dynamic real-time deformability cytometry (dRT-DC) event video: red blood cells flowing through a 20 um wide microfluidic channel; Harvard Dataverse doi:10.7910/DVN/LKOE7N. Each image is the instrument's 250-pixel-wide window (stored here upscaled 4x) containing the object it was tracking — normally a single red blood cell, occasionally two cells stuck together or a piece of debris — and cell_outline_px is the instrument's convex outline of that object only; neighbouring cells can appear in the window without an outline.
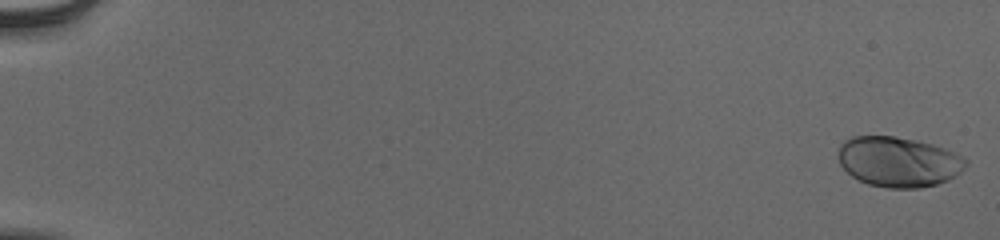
{"species": "human", "species_latin": "Homo sapiens", "temperature_condition": "cold", "stored_images_in_passage": 55, "camera_frame_rate_fps": 3000, "um_per_image_px": 0.085, "donor": {"sex": "male"}, "frame": {"image": 1, "passage_image": 1, "time_ms": 0.0, "image_size_px": [1000, 240], "cell_outline_px": [[968, 164], [956, 176], [948, 180], [936, 184], [920, 188], [888, 188], [868, 184], [852, 176], [840, 164], [840, 144], [844, 140], [852, 136], [896, 136], [916, 140], [932, 144], [956, 152], [964, 156], [968, 160]], "centroid_in_image_um": [76.42, 13.75], "position_along_channel_um": 8.6, "area_um2": 37.4}}
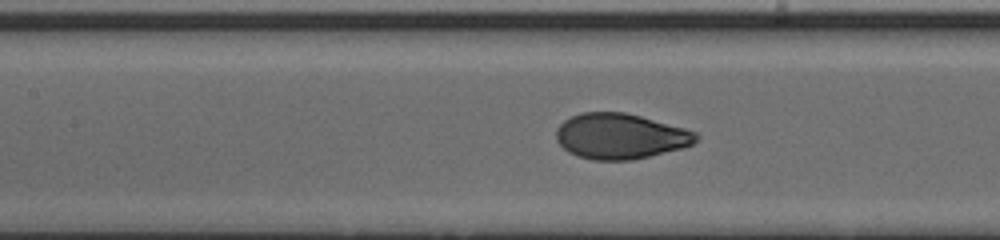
{"frame": {"image": 2, "passage_image": 28, "time_ms": 9.0, "image_size_px": [1000, 240], "cell_outline_px": [[700, 136], [692, 144], [684, 148], [632, 160], [592, 160], [576, 156], [568, 152], [556, 140], [556, 128], [564, 120], [580, 112], [624, 112], [640, 116], [684, 128], [696, 132]], "centroid_in_image_um": [52.71, 11.58], "position_along_channel_um": 154.7, "area_um2": 37.17}}
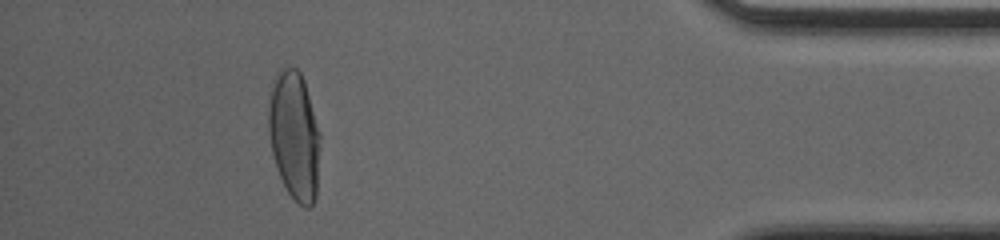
{"frame": {"image": 3, "passage_image": 51, "time_ms": 16.667, "image_size_px": [1000, 240], "cell_outline_px": [[320, 136], [316, 196], [312, 204], [308, 208], [304, 208], [288, 192], [276, 168], [272, 152], [268, 132], [268, 108], [272, 88], [276, 76], [280, 68], [296, 68], [300, 72], [304, 80], [320, 132]], "centroid_in_image_um": [25.02, 11.53], "position_along_channel_um": 410.2, "area_um2": 38.38}, "authors_computed_cell_mechanics": {"area_um2": 37.1076, "velocity_mm_per_s": 3.8783, "shape_relaxation_time_tau1_ms": 3.4747, "shape_relaxation_time_tau2_ms": null, "deformation_change_tau1": 0.1714, "deformation_change_tau2": null}}